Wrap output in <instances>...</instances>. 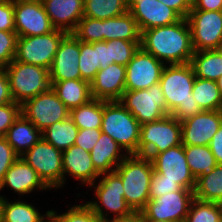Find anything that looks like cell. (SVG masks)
Here are the masks:
<instances>
[{
	"instance_id": "31",
	"label": "cell",
	"mask_w": 222,
	"mask_h": 222,
	"mask_svg": "<svg viewBox=\"0 0 222 222\" xmlns=\"http://www.w3.org/2000/svg\"><path fill=\"white\" fill-rule=\"evenodd\" d=\"M79 128L70 117L56 122L42 131V138L56 149L64 151L74 145Z\"/></svg>"
},
{
	"instance_id": "25",
	"label": "cell",
	"mask_w": 222,
	"mask_h": 222,
	"mask_svg": "<svg viewBox=\"0 0 222 222\" xmlns=\"http://www.w3.org/2000/svg\"><path fill=\"white\" fill-rule=\"evenodd\" d=\"M4 137L13 150L21 156L42 138V132L21 114Z\"/></svg>"
},
{
	"instance_id": "19",
	"label": "cell",
	"mask_w": 222,
	"mask_h": 222,
	"mask_svg": "<svg viewBox=\"0 0 222 222\" xmlns=\"http://www.w3.org/2000/svg\"><path fill=\"white\" fill-rule=\"evenodd\" d=\"M79 56L80 41L68 33L61 40L49 69L50 81L81 79Z\"/></svg>"
},
{
	"instance_id": "14",
	"label": "cell",
	"mask_w": 222,
	"mask_h": 222,
	"mask_svg": "<svg viewBox=\"0 0 222 222\" xmlns=\"http://www.w3.org/2000/svg\"><path fill=\"white\" fill-rule=\"evenodd\" d=\"M13 6L18 37L44 35L55 29L41 0H15Z\"/></svg>"
},
{
	"instance_id": "30",
	"label": "cell",
	"mask_w": 222,
	"mask_h": 222,
	"mask_svg": "<svg viewBox=\"0 0 222 222\" xmlns=\"http://www.w3.org/2000/svg\"><path fill=\"white\" fill-rule=\"evenodd\" d=\"M194 198L205 202L222 203V164H217L209 174L196 178Z\"/></svg>"
},
{
	"instance_id": "34",
	"label": "cell",
	"mask_w": 222,
	"mask_h": 222,
	"mask_svg": "<svg viewBox=\"0 0 222 222\" xmlns=\"http://www.w3.org/2000/svg\"><path fill=\"white\" fill-rule=\"evenodd\" d=\"M192 95L202 110H222V97L216 81L196 77Z\"/></svg>"
},
{
	"instance_id": "48",
	"label": "cell",
	"mask_w": 222,
	"mask_h": 222,
	"mask_svg": "<svg viewBox=\"0 0 222 222\" xmlns=\"http://www.w3.org/2000/svg\"><path fill=\"white\" fill-rule=\"evenodd\" d=\"M14 102L5 68L0 67V105Z\"/></svg>"
},
{
	"instance_id": "29",
	"label": "cell",
	"mask_w": 222,
	"mask_h": 222,
	"mask_svg": "<svg viewBox=\"0 0 222 222\" xmlns=\"http://www.w3.org/2000/svg\"><path fill=\"white\" fill-rule=\"evenodd\" d=\"M190 64L197 78L217 81L222 76V49L196 51Z\"/></svg>"
},
{
	"instance_id": "21",
	"label": "cell",
	"mask_w": 222,
	"mask_h": 222,
	"mask_svg": "<svg viewBox=\"0 0 222 222\" xmlns=\"http://www.w3.org/2000/svg\"><path fill=\"white\" fill-rule=\"evenodd\" d=\"M63 164V185L65 182V175L69 174L81 183L94 186L95 179L101 175L95 170L92 163L90 152L84 150L82 147L75 144L68 149L62 151Z\"/></svg>"
},
{
	"instance_id": "33",
	"label": "cell",
	"mask_w": 222,
	"mask_h": 222,
	"mask_svg": "<svg viewBox=\"0 0 222 222\" xmlns=\"http://www.w3.org/2000/svg\"><path fill=\"white\" fill-rule=\"evenodd\" d=\"M184 153L195 178L209 174L217 165L209 146L184 145Z\"/></svg>"
},
{
	"instance_id": "46",
	"label": "cell",
	"mask_w": 222,
	"mask_h": 222,
	"mask_svg": "<svg viewBox=\"0 0 222 222\" xmlns=\"http://www.w3.org/2000/svg\"><path fill=\"white\" fill-rule=\"evenodd\" d=\"M0 30L15 32L13 2L0 3Z\"/></svg>"
},
{
	"instance_id": "52",
	"label": "cell",
	"mask_w": 222,
	"mask_h": 222,
	"mask_svg": "<svg viewBox=\"0 0 222 222\" xmlns=\"http://www.w3.org/2000/svg\"><path fill=\"white\" fill-rule=\"evenodd\" d=\"M114 222H144V219L138 214L135 213L132 217L114 221Z\"/></svg>"
},
{
	"instance_id": "54",
	"label": "cell",
	"mask_w": 222,
	"mask_h": 222,
	"mask_svg": "<svg viewBox=\"0 0 222 222\" xmlns=\"http://www.w3.org/2000/svg\"><path fill=\"white\" fill-rule=\"evenodd\" d=\"M144 222H170V221H158L154 219H144Z\"/></svg>"
},
{
	"instance_id": "32",
	"label": "cell",
	"mask_w": 222,
	"mask_h": 222,
	"mask_svg": "<svg viewBox=\"0 0 222 222\" xmlns=\"http://www.w3.org/2000/svg\"><path fill=\"white\" fill-rule=\"evenodd\" d=\"M69 117L79 129L101 128L103 100L93 98L88 103L70 110Z\"/></svg>"
},
{
	"instance_id": "49",
	"label": "cell",
	"mask_w": 222,
	"mask_h": 222,
	"mask_svg": "<svg viewBox=\"0 0 222 222\" xmlns=\"http://www.w3.org/2000/svg\"><path fill=\"white\" fill-rule=\"evenodd\" d=\"M208 146L217 164H222V124L219 126L218 131L214 134Z\"/></svg>"
},
{
	"instance_id": "47",
	"label": "cell",
	"mask_w": 222,
	"mask_h": 222,
	"mask_svg": "<svg viewBox=\"0 0 222 222\" xmlns=\"http://www.w3.org/2000/svg\"><path fill=\"white\" fill-rule=\"evenodd\" d=\"M175 10L182 18H187L192 9V0H159Z\"/></svg>"
},
{
	"instance_id": "11",
	"label": "cell",
	"mask_w": 222,
	"mask_h": 222,
	"mask_svg": "<svg viewBox=\"0 0 222 222\" xmlns=\"http://www.w3.org/2000/svg\"><path fill=\"white\" fill-rule=\"evenodd\" d=\"M21 114L41 132L52 124L69 117L70 110L50 87L21 105Z\"/></svg>"
},
{
	"instance_id": "38",
	"label": "cell",
	"mask_w": 222,
	"mask_h": 222,
	"mask_svg": "<svg viewBox=\"0 0 222 222\" xmlns=\"http://www.w3.org/2000/svg\"><path fill=\"white\" fill-rule=\"evenodd\" d=\"M141 41H125L116 39L107 41L109 47V63L126 66L139 49Z\"/></svg>"
},
{
	"instance_id": "4",
	"label": "cell",
	"mask_w": 222,
	"mask_h": 222,
	"mask_svg": "<svg viewBox=\"0 0 222 222\" xmlns=\"http://www.w3.org/2000/svg\"><path fill=\"white\" fill-rule=\"evenodd\" d=\"M101 131L117 142L127 155H138L141 124L119 101L103 100Z\"/></svg>"
},
{
	"instance_id": "5",
	"label": "cell",
	"mask_w": 222,
	"mask_h": 222,
	"mask_svg": "<svg viewBox=\"0 0 222 222\" xmlns=\"http://www.w3.org/2000/svg\"><path fill=\"white\" fill-rule=\"evenodd\" d=\"M5 70L12 98L20 105L51 87L49 70L44 67L13 60Z\"/></svg>"
},
{
	"instance_id": "12",
	"label": "cell",
	"mask_w": 222,
	"mask_h": 222,
	"mask_svg": "<svg viewBox=\"0 0 222 222\" xmlns=\"http://www.w3.org/2000/svg\"><path fill=\"white\" fill-rule=\"evenodd\" d=\"M194 52L222 49V12L191 10L187 17Z\"/></svg>"
},
{
	"instance_id": "44",
	"label": "cell",
	"mask_w": 222,
	"mask_h": 222,
	"mask_svg": "<svg viewBox=\"0 0 222 222\" xmlns=\"http://www.w3.org/2000/svg\"><path fill=\"white\" fill-rule=\"evenodd\" d=\"M20 156L13 150L4 136H0V183L5 173Z\"/></svg>"
},
{
	"instance_id": "24",
	"label": "cell",
	"mask_w": 222,
	"mask_h": 222,
	"mask_svg": "<svg viewBox=\"0 0 222 222\" xmlns=\"http://www.w3.org/2000/svg\"><path fill=\"white\" fill-rule=\"evenodd\" d=\"M121 152L122 148L119 146V144L115 142L108 134L102 132L97 143L90 152L95 170L100 175L114 172L116 167L127 156V154H120Z\"/></svg>"
},
{
	"instance_id": "15",
	"label": "cell",
	"mask_w": 222,
	"mask_h": 222,
	"mask_svg": "<svg viewBox=\"0 0 222 222\" xmlns=\"http://www.w3.org/2000/svg\"><path fill=\"white\" fill-rule=\"evenodd\" d=\"M150 159L154 172L163 175V179L174 181L182 188L194 191L196 178L188 166L183 144L154 154Z\"/></svg>"
},
{
	"instance_id": "51",
	"label": "cell",
	"mask_w": 222,
	"mask_h": 222,
	"mask_svg": "<svg viewBox=\"0 0 222 222\" xmlns=\"http://www.w3.org/2000/svg\"><path fill=\"white\" fill-rule=\"evenodd\" d=\"M94 48H98V56L100 61V69H105L109 63V47L107 41L94 42Z\"/></svg>"
},
{
	"instance_id": "18",
	"label": "cell",
	"mask_w": 222,
	"mask_h": 222,
	"mask_svg": "<svg viewBox=\"0 0 222 222\" xmlns=\"http://www.w3.org/2000/svg\"><path fill=\"white\" fill-rule=\"evenodd\" d=\"M221 124L222 110H203L181 122L182 144L208 146Z\"/></svg>"
},
{
	"instance_id": "39",
	"label": "cell",
	"mask_w": 222,
	"mask_h": 222,
	"mask_svg": "<svg viewBox=\"0 0 222 222\" xmlns=\"http://www.w3.org/2000/svg\"><path fill=\"white\" fill-rule=\"evenodd\" d=\"M72 34L81 42L103 41V20L82 17Z\"/></svg>"
},
{
	"instance_id": "41",
	"label": "cell",
	"mask_w": 222,
	"mask_h": 222,
	"mask_svg": "<svg viewBox=\"0 0 222 222\" xmlns=\"http://www.w3.org/2000/svg\"><path fill=\"white\" fill-rule=\"evenodd\" d=\"M18 35L0 30V67L5 68L15 57Z\"/></svg>"
},
{
	"instance_id": "28",
	"label": "cell",
	"mask_w": 222,
	"mask_h": 222,
	"mask_svg": "<svg viewBox=\"0 0 222 222\" xmlns=\"http://www.w3.org/2000/svg\"><path fill=\"white\" fill-rule=\"evenodd\" d=\"M48 217H50V210L45 215H41L29 203L20 200L9 202L0 196V222H45Z\"/></svg>"
},
{
	"instance_id": "10",
	"label": "cell",
	"mask_w": 222,
	"mask_h": 222,
	"mask_svg": "<svg viewBox=\"0 0 222 222\" xmlns=\"http://www.w3.org/2000/svg\"><path fill=\"white\" fill-rule=\"evenodd\" d=\"M21 157L37 172L50 189L63 185L61 150L41 138Z\"/></svg>"
},
{
	"instance_id": "26",
	"label": "cell",
	"mask_w": 222,
	"mask_h": 222,
	"mask_svg": "<svg viewBox=\"0 0 222 222\" xmlns=\"http://www.w3.org/2000/svg\"><path fill=\"white\" fill-rule=\"evenodd\" d=\"M51 88L65 106L72 110L88 103L92 98L90 83L81 79L50 81Z\"/></svg>"
},
{
	"instance_id": "40",
	"label": "cell",
	"mask_w": 222,
	"mask_h": 222,
	"mask_svg": "<svg viewBox=\"0 0 222 222\" xmlns=\"http://www.w3.org/2000/svg\"><path fill=\"white\" fill-rule=\"evenodd\" d=\"M50 217L53 222H104L86 203L73 205L68 212L60 215L56 214L54 210H50Z\"/></svg>"
},
{
	"instance_id": "13",
	"label": "cell",
	"mask_w": 222,
	"mask_h": 222,
	"mask_svg": "<svg viewBox=\"0 0 222 222\" xmlns=\"http://www.w3.org/2000/svg\"><path fill=\"white\" fill-rule=\"evenodd\" d=\"M193 199L194 191L182 188L179 191L165 193L163 196L150 199L138 214L143 219L185 222Z\"/></svg>"
},
{
	"instance_id": "43",
	"label": "cell",
	"mask_w": 222,
	"mask_h": 222,
	"mask_svg": "<svg viewBox=\"0 0 222 222\" xmlns=\"http://www.w3.org/2000/svg\"><path fill=\"white\" fill-rule=\"evenodd\" d=\"M21 115V105L12 102L0 105V136H5L7 130Z\"/></svg>"
},
{
	"instance_id": "56",
	"label": "cell",
	"mask_w": 222,
	"mask_h": 222,
	"mask_svg": "<svg viewBox=\"0 0 222 222\" xmlns=\"http://www.w3.org/2000/svg\"><path fill=\"white\" fill-rule=\"evenodd\" d=\"M45 222H53L51 217H48V220H46Z\"/></svg>"
},
{
	"instance_id": "1",
	"label": "cell",
	"mask_w": 222,
	"mask_h": 222,
	"mask_svg": "<svg viewBox=\"0 0 222 222\" xmlns=\"http://www.w3.org/2000/svg\"><path fill=\"white\" fill-rule=\"evenodd\" d=\"M140 46L163 63H190L194 50L187 18L142 31Z\"/></svg>"
},
{
	"instance_id": "45",
	"label": "cell",
	"mask_w": 222,
	"mask_h": 222,
	"mask_svg": "<svg viewBox=\"0 0 222 222\" xmlns=\"http://www.w3.org/2000/svg\"><path fill=\"white\" fill-rule=\"evenodd\" d=\"M101 133V128L79 129L74 144L76 146L82 147L88 152H91L94 145L97 143Z\"/></svg>"
},
{
	"instance_id": "3",
	"label": "cell",
	"mask_w": 222,
	"mask_h": 222,
	"mask_svg": "<svg viewBox=\"0 0 222 222\" xmlns=\"http://www.w3.org/2000/svg\"><path fill=\"white\" fill-rule=\"evenodd\" d=\"M115 172L121 177L127 205L134 213H140L150 200V179L154 172L151 159L127 155Z\"/></svg>"
},
{
	"instance_id": "20",
	"label": "cell",
	"mask_w": 222,
	"mask_h": 222,
	"mask_svg": "<svg viewBox=\"0 0 222 222\" xmlns=\"http://www.w3.org/2000/svg\"><path fill=\"white\" fill-rule=\"evenodd\" d=\"M126 66L110 64L100 69L90 83L91 95L94 99L118 101L125 91Z\"/></svg>"
},
{
	"instance_id": "17",
	"label": "cell",
	"mask_w": 222,
	"mask_h": 222,
	"mask_svg": "<svg viewBox=\"0 0 222 222\" xmlns=\"http://www.w3.org/2000/svg\"><path fill=\"white\" fill-rule=\"evenodd\" d=\"M127 9L136 20L140 32L174 24L182 17L159 0H127Z\"/></svg>"
},
{
	"instance_id": "9",
	"label": "cell",
	"mask_w": 222,
	"mask_h": 222,
	"mask_svg": "<svg viewBox=\"0 0 222 222\" xmlns=\"http://www.w3.org/2000/svg\"><path fill=\"white\" fill-rule=\"evenodd\" d=\"M67 34L65 31L54 29L44 35L18 37L14 60L49 70L59 44Z\"/></svg>"
},
{
	"instance_id": "35",
	"label": "cell",
	"mask_w": 222,
	"mask_h": 222,
	"mask_svg": "<svg viewBox=\"0 0 222 222\" xmlns=\"http://www.w3.org/2000/svg\"><path fill=\"white\" fill-rule=\"evenodd\" d=\"M126 12L127 0H84L83 17L105 20Z\"/></svg>"
},
{
	"instance_id": "6",
	"label": "cell",
	"mask_w": 222,
	"mask_h": 222,
	"mask_svg": "<svg viewBox=\"0 0 222 222\" xmlns=\"http://www.w3.org/2000/svg\"><path fill=\"white\" fill-rule=\"evenodd\" d=\"M103 178L96 185L95 193L98 201L86 202L92 211L104 222H114L132 217L135 213L127 205L124 198V187L121 177L114 171L101 174ZM98 202V203H97ZM101 204H100V203ZM114 213L112 219L107 218V213L103 211V207Z\"/></svg>"
},
{
	"instance_id": "2",
	"label": "cell",
	"mask_w": 222,
	"mask_h": 222,
	"mask_svg": "<svg viewBox=\"0 0 222 222\" xmlns=\"http://www.w3.org/2000/svg\"><path fill=\"white\" fill-rule=\"evenodd\" d=\"M195 78L190 63L169 64L162 70L159 84L167 103L168 115L171 114L179 122L203 111L192 95Z\"/></svg>"
},
{
	"instance_id": "53",
	"label": "cell",
	"mask_w": 222,
	"mask_h": 222,
	"mask_svg": "<svg viewBox=\"0 0 222 222\" xmlns=\"http://www.w3.org/2000/svg\"><path fill=\"white\" fill-rule=\"evenodd\" d=\"M216 82H217V85H218V88L222 97V76H220V78Z\"/></svg>"
},
{
	"instance_id": "7",
	"label": "cell",
	"mask_w": 222,
	"mask_h": 222,
	"mask_svg": "<svg viewBox=\"0 0 222 222\" xmlns=\"http://www.w3.org/2000/svg\"><path fill=\"white\" fill-rule=\"evenodd\" d=\"M182 144L181 122L171 114L160 120L141 125L138 155L151 158Z\"/></svg>"
},
{
	"instance_id": "16",
	"label": "cell",
	"mask_w": 222,
	"mask_h": 222,
	"mask_svg": "<svg viewBox=\"0 0 222 222\" xmlns=\"http://www.w3.org/2000/svg\"><path fill=\"white\" fill-rule=\"evenodd\" d=\"M165 65L140 46L126 65L125 91L148 89L159 83Z\"/></svg>"
},
{
	"instance_id": "23",
	"label": "cell",
	"mask_w": 222,
	"mask_h": 222,
	"mask_svg": "<svg viewBox=\"0 0 222 222\" xmlns=\"http://www.w3.org/2000/svg\"><path fill=\"white\" fill-rule=\"evenodd\" d=\"M10 187L18 195L31 193L37 189H50L37 172L20 156L5 173L4 179L0 183V191Z\"/></svg>"
},
{
	"instance_id": "22",
	"label": "cell",
	"mask_w": 222,
	"mask_h": 222,
	"mask_svg": "<svg viewBox=\"0 0 222 222\" xmlns=\"http://www.w3.org/2000/svg\"><path fill=\"white\" fill-rule=\"evenodd\" d=\"M55 29L72 33L83 17L84 0H41Z\"/></svg>"
},
{
	"instance_id": "27",
	"label": "cell",
	"mask_w": 222,
	"mask_h": 222,
	"mask_svg": "<svg viewBox=\"0 0 222 222\" xmlns=\"http://www.w3.org/2000/svg\"><path fill=\"white\" fill-rule=\"evenodd\" d=\"M116 39L141 41L137 22L129 11L121 16L103 20V41Z\"/></svg>"
},
{
	"instance_id": "8",
	"label": "cell",
	"mask_w": 222,
	"mask_h": 222,
	"mask_svg": "<svg viewBox=\"0 0 222 222\" xmlns=\"http://www.w3.org/2000/svg\"><path fill=\"white\" fill-rule=\"evenodd\" d=\"M118 101L141 125L168 115L167 103L159 83L148 89L124 91Z\"/></svg>"
},
{
	"instance_id": "36",
	"label": "cell",
	"mask_w": 222,
	"mask_h": 222,
	"mask_svg": "<svg viewBox=\"0 0 222 222\" xmlns=\"http://www.w3.org/2000/svg\"><path fill=\"white\" fill-rule=\"evenodd\" d=\"M222 218V205L194 198L185 222H219Z\"/></svg>"
},
{
	"instance_id": "42",
	"label": "cell",
	"mask_w": 222,
	"mask_h": 222,
	"mask_svg": "<svg viewBox=\"0 0 222 222\" xmlns=\"http://www.w3.org/2000/svg\"><path fill=\"white\" fill-rule=\"evenodd\" d=\"M181 189L182 187L178 183L165 180L163 179V175L153 172V175L150 179V199H155L163 196L165 193L167 194L170 192L179 191Z\"/></svg>"
},
{
	"instance_id": "37",
	"label": "cell",
	"mask_w": 222,
	"mask_h": 222,
	"mask_svg": "<svg viewBox=\"0 0 222 222\" xmlns=\"http://www.w3.org/2000/svg\"><path fill=\"white\" fill-rule=\"evenodd\" d=\"M79 70L81 80L91 83L96 73L100 70L98 48H94V43L80 41Z\"/></svg>"
},
{
	"instance_id": "55",
	"label": "cell",
	"mask_w": 222,
	"mask_h": 222,
	"mask_svg": "<svg viewBox=\"0 0 222 222\" xmlns=\"http://www.w3.org/2000/svg\"><path fill=\"white\" fill-rule=\"evenodd\" d=\"M15 0H0V3H12Z\"/></svg>"
},
{
	"instance_id": "50",
	"label": "cell",
	"mask_w": 222,
	"mask_h": 222,
	"mask_svg": "<svg viewBox=\"0 0 222 222\" xmlns=\"http://www.w3.org/2000/svg\"><path fill=\"white\" fill-rule=\"evenodd\" d=\"M191 10L221 11L222 0H192Z\"/></svg>"
}]
</instances>
